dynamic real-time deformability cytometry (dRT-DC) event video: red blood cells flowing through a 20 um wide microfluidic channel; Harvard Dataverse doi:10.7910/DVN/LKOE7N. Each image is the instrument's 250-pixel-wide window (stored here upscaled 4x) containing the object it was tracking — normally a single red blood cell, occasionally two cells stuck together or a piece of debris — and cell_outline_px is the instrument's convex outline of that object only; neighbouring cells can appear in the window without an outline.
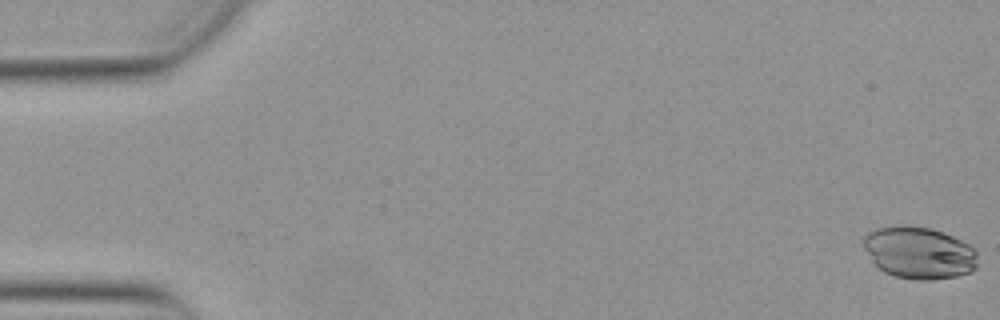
{"species": "Egyptian fruit bat (a non-hibernating species)", "species_latin": "Rousettus aegyptiacus", "temperature_condition": "warm", "stored_images_in_passage": 53, "camera_frame_rate_fps": 3000, "um_per_image_px": 0.085, "animal": {"sex": "female"}, "frame": {"image": 1, "passage_image": 1, "time_ms": 0.0, "image_size_px": [1000, 320], "cell_outline_px": [[976, 268], [968, 272], [956, 276], [932, 280], [916, 280], [892, 276], [884, 272], [872, 260], [864, 248], [864, 236], [868, 232], [876, 228], [900, 224], [908, 224], [932, 228], [952, 236], [968, 244], [976, 252]], "centroid_in_image_um": [78.09, 21.47], "position_along_channel_um": 6.9, "area_um2": 34.74}}
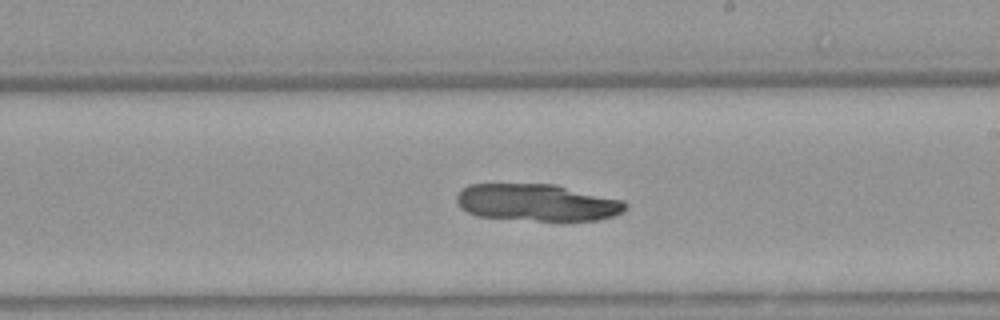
{"frame": {"image": 2, "passage_image": 31, "time_ms": 10.0, "image_size_px": [1000, 320], "cell_outline_px": [[628, 204], [620, 212], [612, 216], [596, 220], [536, 220], [476, 216], [460, 208], [456, 204], [456, 196], [468, 184], [556, 184], [624, 200]], "centroid_in_image_um": [45.63, 17.2], "position_along_channel_um": 243.4, "area_um2": 36.3}}
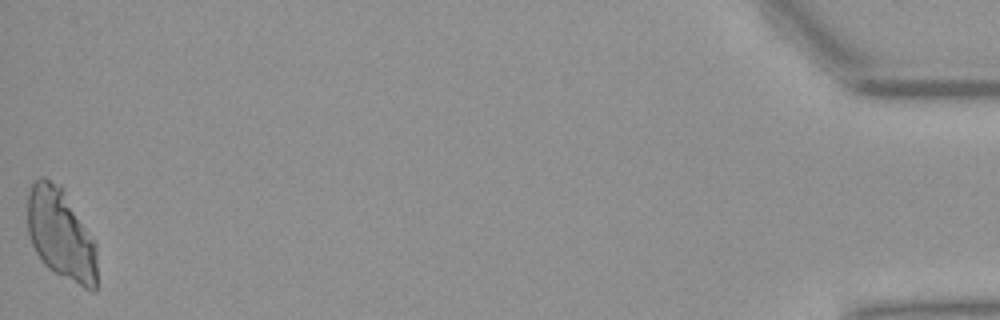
{"frame": {"image": 3, "passage_image": 53, "time_ms": 17.333, "image_size_px": [1000, 320], "cell_outline_px": [[96, 292], [92, 292], [52, 272], [44, 264], [36, 252], [32, 244], [28, 232], [28, 192], [32, 184], [40, 176], [44, 176], [60, 184], [96, 244]], "centroid_in_image_um": [5.17, 19.93], "position_along_channel_um": 430.0, "area_um2": 36.99}}